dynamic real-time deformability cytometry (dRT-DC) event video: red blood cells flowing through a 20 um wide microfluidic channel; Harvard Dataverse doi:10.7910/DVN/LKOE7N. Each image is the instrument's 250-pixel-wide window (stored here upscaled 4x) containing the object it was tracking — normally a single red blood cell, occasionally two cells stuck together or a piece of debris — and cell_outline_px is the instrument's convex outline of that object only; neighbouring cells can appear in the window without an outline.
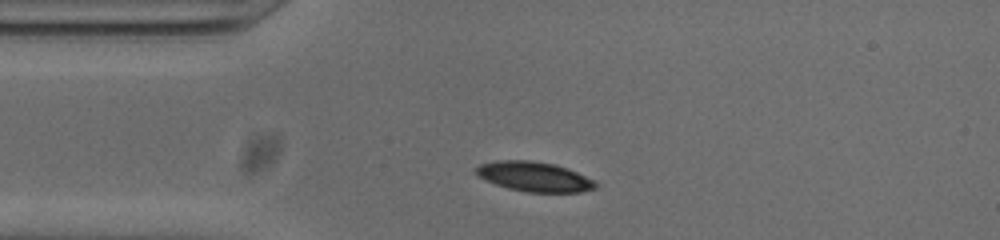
{"species": "common noctule bat (a hibernating species)", "species_latin": "Nyctalus noctula", "temperature_condition": "cold", "stored_images_in_passage": 46, "camera_frame_rate_fps": 3000, "um_per_image_px": 0.085, "animal": {"sex": "male", "body_mass_g": 20.0, "forearm_length_mm": 53.3}, "frame": {"image": 1, "passage_image": 5, "time_ms": 1.333, "image_size_px": [1000, 240], "cell_outline_px": [[600, 184], [596, 188], [580, 192], [524, 192], [508, 188], [496, 184], [480, 176], [476, 172], [476, 168], [480, 164], [500, 160], [524, 160], [552, 164], [576, 172]], "centroid_in_image_um": [45.43, 15.03], "position_along_channel_um": 39.6, "area_um2": 20.23}}
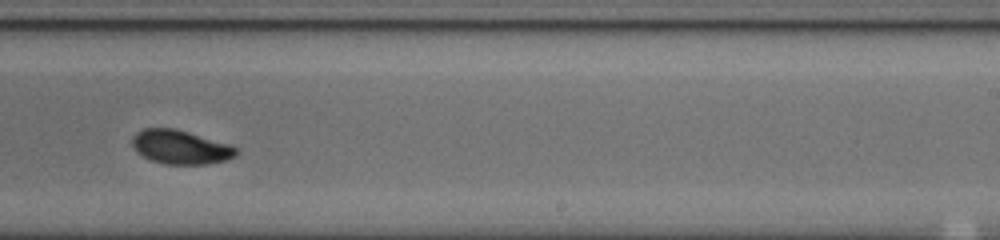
{"frame": {"image": 2, "passage_image": 25, "time_ms": 8.0, "image_size_px": [1000, 240], "cell_outline_px": [[236, 156], [224, 160], [208, 164], [164, 164], [152, 160], [136, 152], [132, 144], [132, 136], [136, 132], [144, 128], [172, 128], [188, 132], [228, 144], [236, 148]], "centroid_in_image_um": [15.29, 12.5], "position_along_channel_um": 273.7, "area_um2": 20.29}}
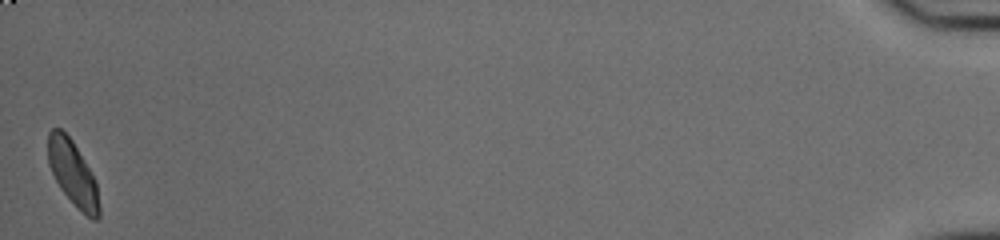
{"frame": {"image": 3, "passage_image": 46, "time_ms": 15.0, "image_size_px": [1000, 240], "cell_outline_px": [[100, 216], [96, 220], [92, 220], [60, 188], [48, 164], [48, 132], [52, 128], [60, 128], [72, 140], [96, 180], [100, 208]], "centroid_in_image_um": [6.19, 14.7], "position_along_channel_um": 429.0, "area_um2": 18.96}, "authors_computed_cell_mechanics": {"area_um2": 20.2011, "velocity_mm_per_s": 3.7719, "shape_relaxation_time_tau1_ms": 2.652, "shape_relaxation_time_tau2_ms": 1.3599, "deformation_change_tau1": 0.1347, "deformation_change_tau2": 0.0378}}